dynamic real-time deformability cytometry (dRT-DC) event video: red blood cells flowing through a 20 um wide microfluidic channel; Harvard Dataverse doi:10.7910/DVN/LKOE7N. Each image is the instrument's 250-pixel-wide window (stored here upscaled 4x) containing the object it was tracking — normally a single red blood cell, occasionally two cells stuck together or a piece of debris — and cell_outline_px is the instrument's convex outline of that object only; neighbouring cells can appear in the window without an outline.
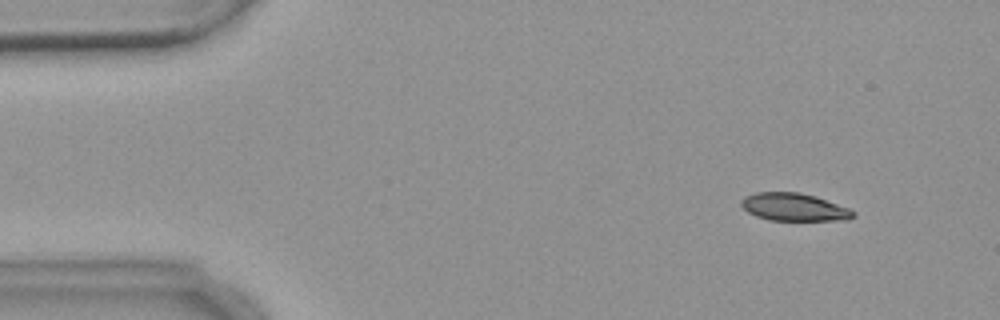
{"species": "common noctule bat (a hibernating species)", "species_latin": "Nyctalus noctula", "temperature_condition": "warm", "stored_images_in_passage": 5, "camera_frame_rate_fps": 3000, "um_per_image_px": 0.085, "animal": {"sex": "female", "body_mass_g": 18.4}, "frame": {"image": 1, "passage_image": 2, "time_ms": 1.333, "image_size_px": [1000, 320], "cell_outline_px": [[856, 216], [848, 220], [768, 220], [756, 216], [748, 212], [740, 204], [740, 200], [744, 196], [756, 192], [800, 192], [816, 196], [848, 208], [856, 212]], "centroid_in_image_um": [67.49, 17.6], "position_along_channel_um": 17.5, "area_um2": 18.21}}
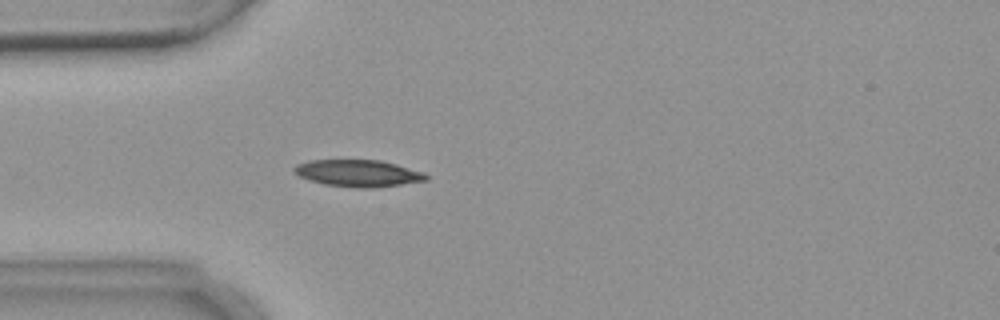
{"frame": {"image": 2, "passage_image": 5, "time_ms": 4.667, "image_size_px": [1000, 320], "cell_outline_px": [[428, 180], [372, 188], [356, 188], [324, 184], [308, 180], [292, 172], [292, 168], [296, 164], [312, 160], [380, 160], [396, 164], [424, 172], [428, 176]], "centroid_in_image_um": [30.41, 14.72], "position_along_channel_um": 54.6, "area_um2": 20.69}}